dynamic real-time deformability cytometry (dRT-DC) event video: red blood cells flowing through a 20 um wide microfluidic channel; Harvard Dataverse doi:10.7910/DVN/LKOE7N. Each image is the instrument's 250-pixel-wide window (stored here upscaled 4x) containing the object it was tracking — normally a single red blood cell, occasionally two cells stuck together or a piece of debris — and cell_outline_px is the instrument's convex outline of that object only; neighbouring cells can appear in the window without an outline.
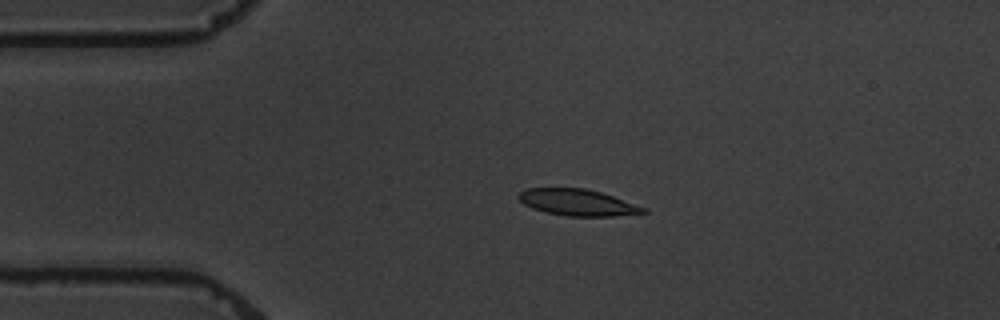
{"species": "common noctule bat (a hibernating species)", "species_latin": "Nyctalus noctula", "temperature_condition": "warm", "stored_images_in_passage": 5, "camera_frame_rate_fps": 3000, "um_per_image_px": 0.085, "animal": {"sex": "male", "body_mass_g": 19.5, "forearm_length_mm": 54.6}, "frame": {"image": 1, "passage_image": 4, "time_ms": 3.667, "image_size_px": [1000, 320], "cell_outline_px": [[648, 212], [616, 216], [568, 216], [544, 212], [532, 208], [524, 204], [516, 196], [520, 192], [528, 188], [584, 188], [600, 192], [612, 196], [644, 208]], "centroid_in_image_um": [49.03, 17.21], "position_along_channel_um": 36.0, "area_um2": 18.96}}